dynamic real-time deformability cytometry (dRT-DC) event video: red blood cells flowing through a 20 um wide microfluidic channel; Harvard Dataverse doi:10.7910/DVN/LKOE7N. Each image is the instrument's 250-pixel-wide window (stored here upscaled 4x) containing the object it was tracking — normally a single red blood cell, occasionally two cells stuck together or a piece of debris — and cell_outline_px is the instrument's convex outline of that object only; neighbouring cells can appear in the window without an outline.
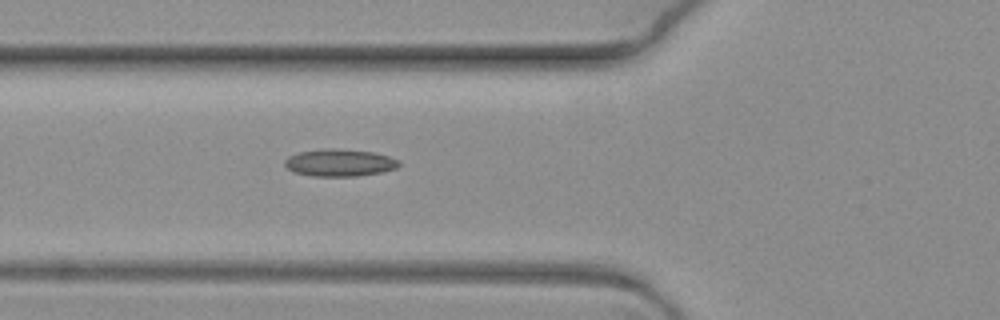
{"species": "common noctule bat (a hibernating species)", "species_latin": "Nyctalus noctula", "temperature_condition": "warm", "stored_images_in_passage": 2, "camera_frame_rate_fps": 3000, "um_per_image_px": 0.085, "animal": {"sex": "female", "body_mass_g": 19.3, "forearm_length_mm": 54.1}, "frame": {"image": 1, "passage_image": 2, "time_ms": 0.333, "image_size_px": [1000, 320], "cell_outline_px": [[400, 164], [396, 168], [380, 172], [356, 176], [312, 176], [296, 172], [288, 168], [284, 164], [284, 160], [288, 156], [300, 152], [324, 148], [336, 148], [372, 152], [388, 156], [400, 160]], "centroid_in_image_um": [28.86, 13.82], "position_along_channel_um": 96.9, "area_um2": 18.03}}